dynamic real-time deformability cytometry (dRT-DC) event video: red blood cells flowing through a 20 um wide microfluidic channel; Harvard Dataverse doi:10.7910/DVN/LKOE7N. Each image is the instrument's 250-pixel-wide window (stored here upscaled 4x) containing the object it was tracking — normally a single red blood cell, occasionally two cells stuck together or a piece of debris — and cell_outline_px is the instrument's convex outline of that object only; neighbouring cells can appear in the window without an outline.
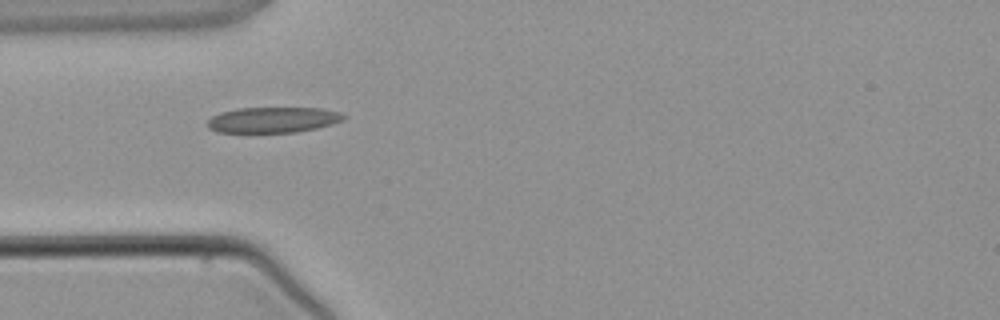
{"species": "common noctule bat (a hibernating species)", "species_latin": "Nyctalus noctula", "temperature_condition": "warm", "stored_images_in_passage": 3, "camera_frame_rate_fps": 3000, "um_per_image_px": 0.085, "animal": {"sex": "male", "body_mass_g": 21.5, "forearm_length_mm": 52.0}, "frame": {"image": 1, "passage_image": 2, "time_ms": 1.333, "image_size_px": [1000, 320], "cell_outline_px": [[348, 116], [344, 120], [332, 124], [316, 128], [296, 132], [216, 132], [208, 128], [208, 120], [212, 116], [220, 112], [240, 108], [320, 108], [340, 112]], "centroid_in_image_um": [23.23, 10.18], "position_along_channel_um": 61.8, "area_um2": 20.35}}
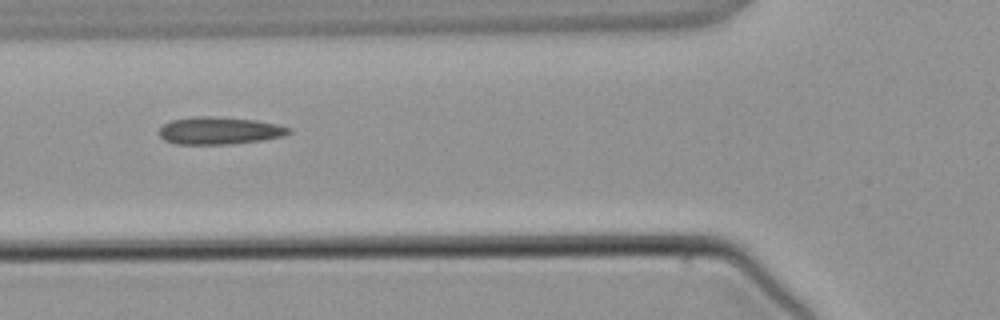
{"frame": {"image": 2, "passage_image": 3, "time_ms": 2.333, "image_size_px": [1000, 320], "cell_outline_px": [[292, 132], [284, 136], [260, 140], [232, 144], [176, 144], [164, 140], [160, 136], [160, 128], [164, 124], [172, 120], [200, 116], [212, 116], [256, 120], [276, 124], [292, 128]], "centroid_in_image_um": [18.67, 11.11], "position_along_channel_um": 107.1, "area_um2": 20.63}}